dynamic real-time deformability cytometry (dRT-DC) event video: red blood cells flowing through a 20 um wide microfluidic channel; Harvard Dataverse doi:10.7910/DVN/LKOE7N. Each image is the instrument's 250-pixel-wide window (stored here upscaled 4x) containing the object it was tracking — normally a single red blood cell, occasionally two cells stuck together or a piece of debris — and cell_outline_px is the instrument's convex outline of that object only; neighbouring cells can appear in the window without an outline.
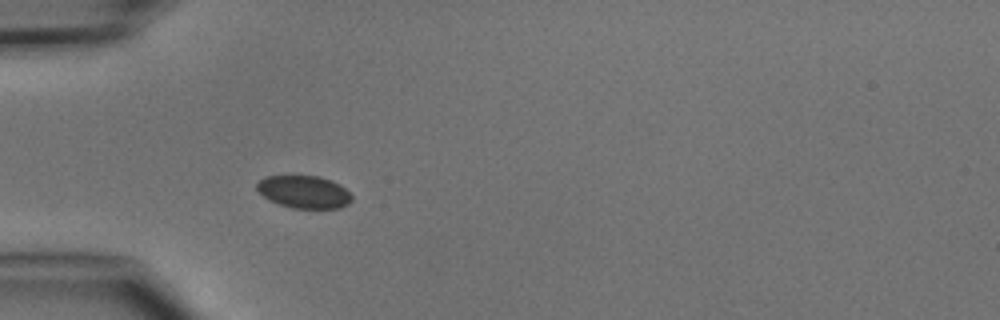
{"species": "common noctule bat (a hibernating species)", "species_latin": "Nyctalus noctula", "temperature_condition": "cold", "stored_images_in_passage": 5, "segment_of_instrument_passage": [2, 2], "camera_frame_rate_fps": 3000, "um_per_image_px": 0.085, "animal": {"sex": "male", "body_mass_g": 15.6}, "frame": {"image": 1, "passage_image": 5, "time_ms": 5.333, "image_size_px": [1000, 320], "cell_outline_px": [[352, 200], [348, 204], [340, 208], [292, 208], [280, 204], [264, 196], [256, 188], [256, 184], [264, 176], [320, 176], [332, 180], [340, 184], [352, 196]], "centroid_in_image_um": [25.87, 16.3], "position_along_channel_um": 59.1, "area_um2": 17.92}}